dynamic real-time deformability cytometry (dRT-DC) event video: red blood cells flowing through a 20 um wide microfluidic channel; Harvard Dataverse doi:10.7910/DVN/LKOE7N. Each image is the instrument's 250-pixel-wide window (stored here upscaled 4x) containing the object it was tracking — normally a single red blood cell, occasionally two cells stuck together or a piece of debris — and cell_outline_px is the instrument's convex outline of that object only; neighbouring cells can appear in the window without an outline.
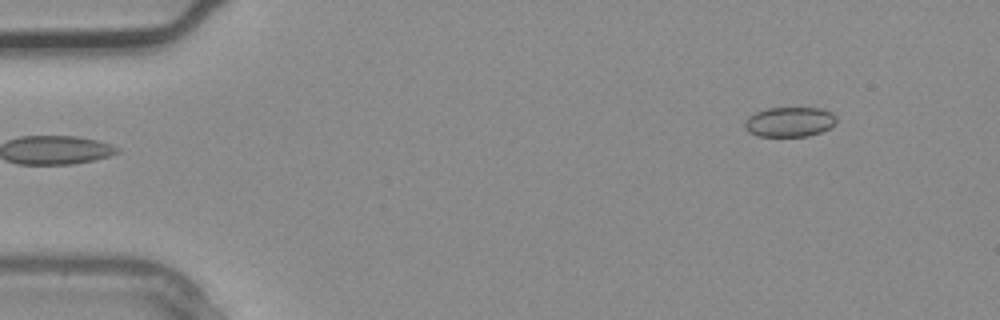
{"species": "common noctule bat (a hibernating species)", "species_latin": "Nyctalus noctula", "temperature_condition": "warm", "stored_images_in_passage": 4, "camera_frame_rate_fps": 3000, "um_per_image_px": 0.085, "animal": {"sex": "male", "body_mass_g": 20.4}, "frame": {"image": 1, "passage_image": 4, "time_ms": 1.0, "image_size_px": [1000, 320], "cell_outline_px": [[836, 124], [820, 132], [808, 136], [760, 136], [748, 132], [744, 128], [744, 120], [748, 116], [756, 112], [768, 108], [820, 108], [832, 112], [836, 120]], "centroid_in_image_um": [67.09, 10.36], "position_along_channel_um": 17.9, "area_um2": 15.95}}